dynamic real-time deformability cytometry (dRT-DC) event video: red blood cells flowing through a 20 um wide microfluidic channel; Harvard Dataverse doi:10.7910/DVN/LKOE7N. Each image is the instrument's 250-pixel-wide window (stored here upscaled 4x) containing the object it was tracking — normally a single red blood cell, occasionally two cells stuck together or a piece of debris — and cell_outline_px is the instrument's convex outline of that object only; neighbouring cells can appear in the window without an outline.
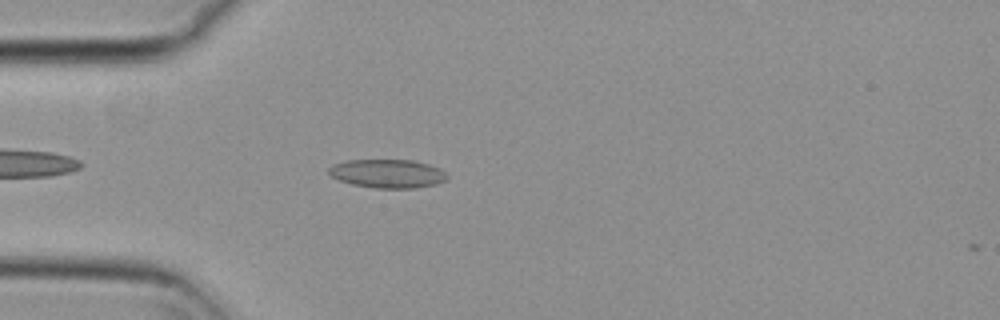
{"species": "common noctule bat (a hibernating species)", "species_latin": "Nyctalus noctula", "temperature_condition": "cold", "stored_images_in_passage": 3, "camera_frame_rate_fps": 3000, "um_per_image_px": 0.085, "animal": {"sex": "female", "body_mass_g": 29.2, "forearm_length_mm": 56.3}, "frame": {"image": 1, "passage_image": 2, "time_ms": 0.333, "image_size_px": [1000, 320], "cell_outline_px": [[448, 176], [444, 180], [436, 184], [412, 188], [376, 188], [352, 184], [340, 180], [332, 176], [328, 172], [328, 168], [332, 164], [348, 160], [412, 160], [428, 164], [440, 168]], "centroid_in_image_um": [32.92, 14.75], "position_along_channel_um": 52.1, "area_um2": 19.59}}